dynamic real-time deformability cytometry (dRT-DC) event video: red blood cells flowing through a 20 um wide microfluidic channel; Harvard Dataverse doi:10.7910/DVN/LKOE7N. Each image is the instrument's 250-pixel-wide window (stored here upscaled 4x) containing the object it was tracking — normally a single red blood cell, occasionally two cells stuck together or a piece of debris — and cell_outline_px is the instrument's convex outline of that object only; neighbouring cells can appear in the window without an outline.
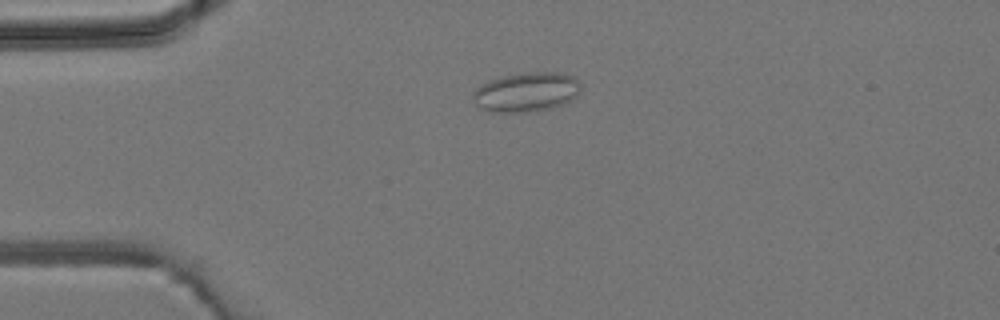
{"species": "common noctule bat (a hibernating species)", "species_latin": "Nyctalus noctula", "temperature_condition": "room temperature", "stored_images_in_passage": 2, "camera_frame_rate_fps": 3000, "um_per_image_px": 0.085, "animal": {"sex": "male", "body_mass_g": 19.2, "forearm_length_mm": 51.8}, "frame": {"image": 1, "passage_image": 1, "time_ms": 0.0, "image_size_px": [1000, 320], "cell_outline_px": [[580, 92], [576, 96], [560, 104], [548, 108], [528, 112], [492, 112], [480, 108], [476, 104], [472, 96], [472, 92], [480, 84], [488, 80], [504, 76], [524, 72], [560, 72], [572, 76], [580, 80]], "centroid_in_image_um": [44.71, 7.81], "position_along_channel_um": 40.3, "area_um2": 24.8}}